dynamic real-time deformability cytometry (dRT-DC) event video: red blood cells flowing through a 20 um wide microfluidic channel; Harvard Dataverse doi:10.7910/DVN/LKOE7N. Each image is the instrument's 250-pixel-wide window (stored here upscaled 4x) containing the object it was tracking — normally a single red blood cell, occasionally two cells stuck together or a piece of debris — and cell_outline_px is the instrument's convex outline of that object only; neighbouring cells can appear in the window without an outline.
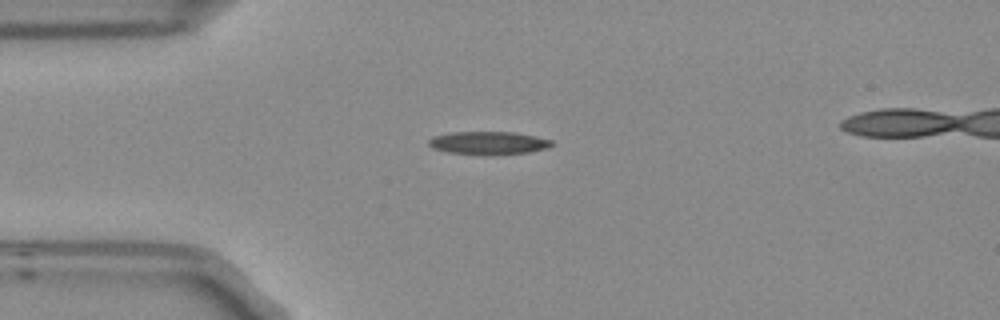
{"species": "Egyptian fruit bat (a non-hibernating species)", "species_latin": "Rousettus aegyptiacus", "temperature_condition": "room temperature", "stored_images_in_passage": 3, "camera_frame_rate_fps": 3000, "um_per_image_px": 0.085, "frame": {"image": 1, "passage_image": 1, "time_ms": 0.0, "image_size_px": [1000, 320], "cell_outline_px": [[552, 144], [548, 148], [528, 152], [492, 156], [448, 152], [432, 148], [428, 144], [428, 140], [432, 136], [452, 132], [512, 132], [552, 140]], "centroid_in_image_um": [41.47, 12.16], "position_along_channel_um": 43.5, "area_um2": 16.59}}